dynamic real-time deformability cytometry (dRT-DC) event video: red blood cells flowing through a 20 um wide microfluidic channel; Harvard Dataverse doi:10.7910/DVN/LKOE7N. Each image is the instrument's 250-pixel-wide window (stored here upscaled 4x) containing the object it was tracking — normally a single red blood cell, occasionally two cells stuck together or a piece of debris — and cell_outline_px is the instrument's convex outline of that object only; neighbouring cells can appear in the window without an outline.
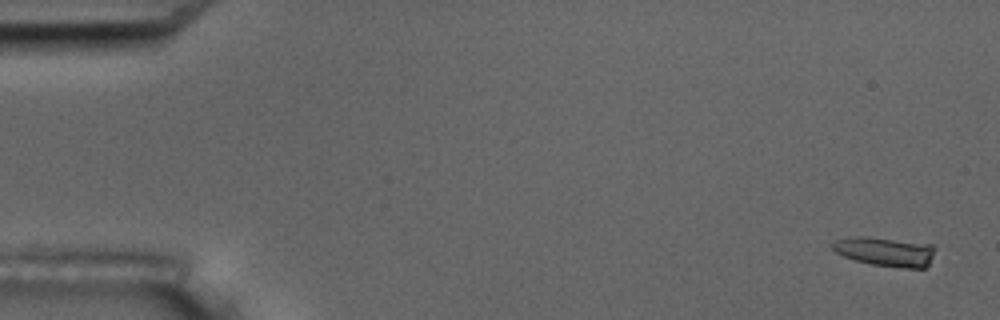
{"species": "common noctule bat (a hibernating species)", "species_latin": "Nyctalus noctula", "temperature_condition": "room temperature", "stored_images_in_passage": 7, "camera_frame_rate_fps": 3000, "um_per_image_px": 0.085, "animal": {"sex": "male", "body_mass_g": 17.5, "forearm_length_mm": 52.3}, "frame": {"image": 1, "passage_image": 1, "time_ms": 0.0, "image_size_px": [1000, 320], "cell_outline_px": [[936, 248], [928, 264], [924, 268], [904, 268], [872, 264], [856, 260], [844, 256], [836, 252], [832, 248], [832, 244], [836, 240], [856, 236], [864, 236], [932, 244]], "centroid_in_image_um": [75.27, 21.38], "position_along_channel_um": 9.7, "area_um2": 17.22}}
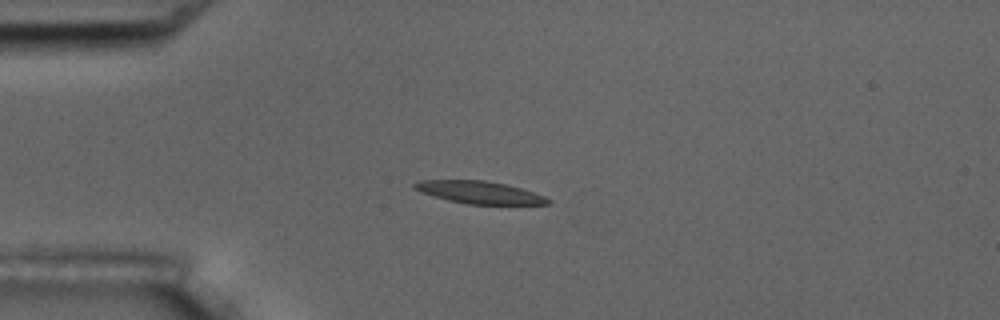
{"frame": {"image": 2, "passage_image": 5, "time_ms": 4.333, "image_size_px": [1000, 320], "cell_outline_px": [[552, 200], [548, 204], [468, 204], [448, 200], [420, 192], [412, 188], [412, 184], [420, 180], [484, 180], [504, 184], [520, 188], [544, 196]], "centroid_in_image_um": [40.7, 16.35], "position_along_channel_um": 44.3, "area_um2": 17.28}}